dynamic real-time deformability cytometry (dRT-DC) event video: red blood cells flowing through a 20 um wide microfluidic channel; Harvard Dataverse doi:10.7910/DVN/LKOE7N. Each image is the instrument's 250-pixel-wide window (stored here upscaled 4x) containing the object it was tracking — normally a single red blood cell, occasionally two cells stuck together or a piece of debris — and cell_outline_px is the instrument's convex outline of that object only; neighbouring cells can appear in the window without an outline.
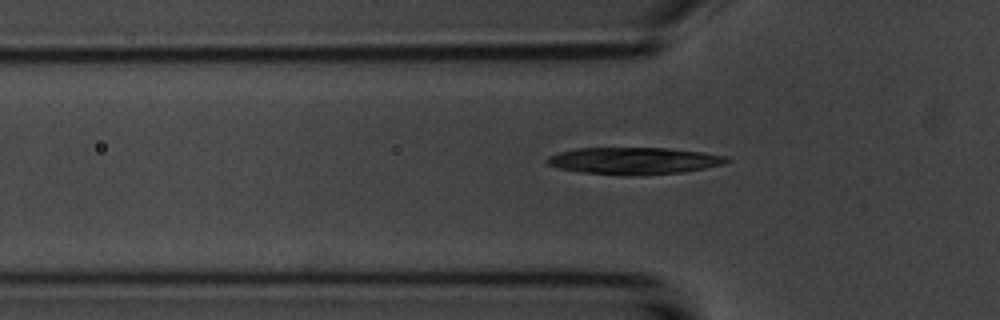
{"species": "common noctule bat (a hibernating species)", "species_latin": "Nyctalus noctula", "temperature_condition": "room temperature", "stored_images_in_passage": 39, "camera_frame_rate_fps": 3000, "um_per_image_px": 0.085, "animal": {"sex": "male", "body_mass_g": 20.1, "forearm_length_mm": 53.5}, "frame": {"image": 1, "passage_image": 2, "time_ms": 0.333, "image_size_px": [1000, 320], "cell_outline_px": [[732, 160], [724, 164], [704, 168], [680, 172], [628, 176], [580, 172], [556, 168], [548, 164], [544, 160], [548, 156], [560, 152], [576, 148], [668, 148], [704, 152], [728, 156]], "centroid_in_image_um": [53.87, 13.66], "position_along_channel_um": 71.9, "area_um2": 28.38}}
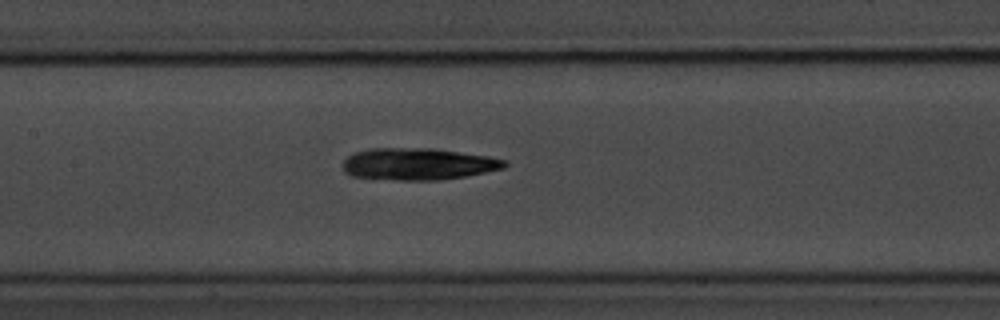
{"frame": {"image": 2, "passage_image": 10, "time_ms": 3.0, "image_size_px": [1000, 320], "cell_outline_px": [[508, 164], [504, 168], [464, 176], [440, 180], [396, 180], [352, 176], [344, 172], [344, 160], [348, 156], [356, 152], [372, 148], [432, 148], [488, 156], [508, 160]], "centroid_in_image_um": [35.55, 13.94], "position_along_channel_um": 171.8, "area_um2": 29.94}}
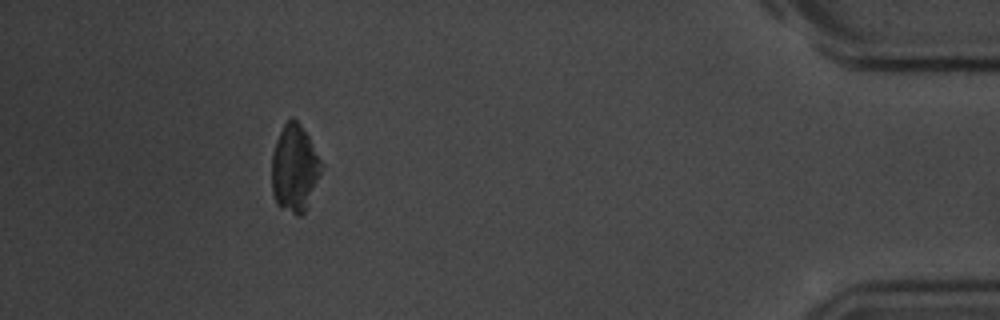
{"frame": {"image": 3, "passage_image": 34, "time_ms": 11.0, "image_size_px": [1000, 320], "cell_outline_px": [[324, 164], [320, 176], [308, 208], [300, 216], [296, 216], [280, 208], [276, 204], [272, 192], [272, 152], [276, 140], [284, 124], [292, 116], [296, 120], [308, 136]], "centroid_in_image_um": [25.05, 14.36], "position_along_channel_um": 410.2, "area_um2": 25.61}, "authors_computed_cell_mechanics": {"area_um2": 28.4954, "velocity_mm_per_s": 3.7096, "shape_relaxation_time_tau1_ms": 2.6486, "shape_relaxation_time_tau2_ms": null, "deformation_change_tau1": 0.1069, "deformation_change_tau2": null}}